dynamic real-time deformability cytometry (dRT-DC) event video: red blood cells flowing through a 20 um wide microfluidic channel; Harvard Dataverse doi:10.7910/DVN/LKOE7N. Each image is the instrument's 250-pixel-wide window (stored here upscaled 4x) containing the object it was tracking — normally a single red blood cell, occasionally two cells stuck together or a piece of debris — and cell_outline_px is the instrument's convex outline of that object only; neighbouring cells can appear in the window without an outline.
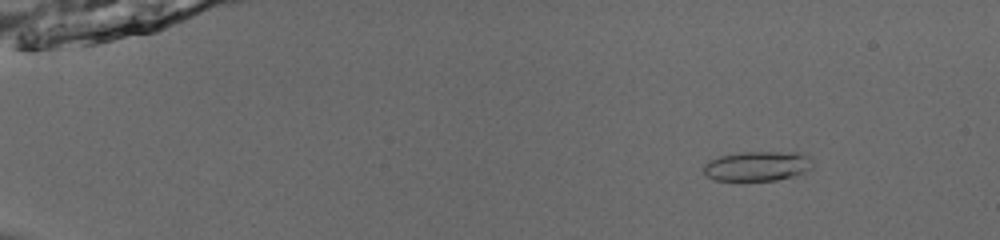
{"species": "common noctule bat (a hibernating species)", "species_latin": "Nyctalus noctula", "temperature_condition": "room temperature", "stored_images_in_passage": 53, "camera_frame_rate_fps": 3000, "um_per_image_px": 0.085, "animal": {"sex": "male", "body_mass_g": 13.0, "forearm_length_mm": 53.1}, "frame": {"image": 1, "passage_image": 8, "time_ms": 2.333, "image_size_px": [1000, 240], "cell_outline_px": [[812, 168], [808, 172], [776, 180], [712, 180], [704, 172], [704, 164], [720, 156], [740, 152], [800, 152], [812, 156]], "centroid_in_image_um": [64.45, 14.11], "position_along_channel_um": 20.5, "area_um2": 19.02}}
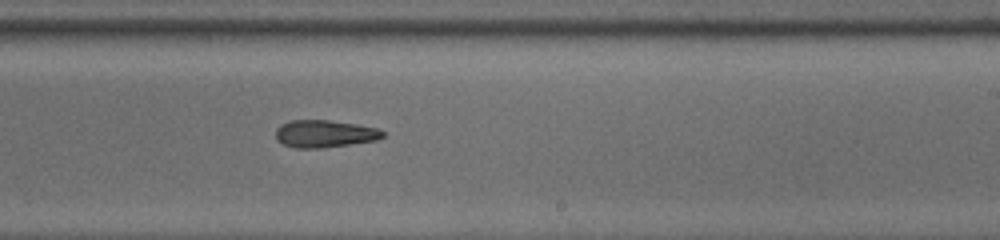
{"frame": {"image": 2, "passage_image": 35, "time_ms": 11.333, "image_size_px": [1000, 240], "cell_outline_px": [[384, 136], [376, 140], [324, 148], [296, 148], [284, 144], [276, 140], [276, 128], [280, 124], [292, 120], [328, 120], [356, 124], [376, 128], [384, 132]], "centroid_in_image_um": [27.56, 11.37], "position_along_channel_um": 261.4, "area_um2": 17.05}}
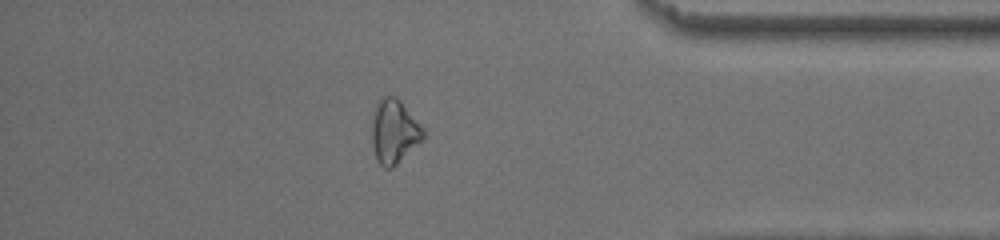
{"frame": {"image": 3, "passage_image": 47, "time_ms": 15.333, "image_size_px": [1000, 240], "cell_outline_px": [[424, 140], [392, 168], [384, 168], [376, 160], [372, 144], [372, 112], [380, 96], [396, 96], [400, 100], [424, 128]], "centroid_in_image_um": [33.5, 11.17], "position_along_channel_um": 401.7, "area_um2": 19.48}, "authors_computed_cell_mechanics": {"area_um2": 17.9758, "velocity_mm_per_s": 3.971, "shape_relaxation_time_tau1_ms": 4.357, "shape_relaxation_time_tau2_ms": 7.3349, "deformation_change_tau1": 0.1154, "deformation_change_tau2": 0.1771}}